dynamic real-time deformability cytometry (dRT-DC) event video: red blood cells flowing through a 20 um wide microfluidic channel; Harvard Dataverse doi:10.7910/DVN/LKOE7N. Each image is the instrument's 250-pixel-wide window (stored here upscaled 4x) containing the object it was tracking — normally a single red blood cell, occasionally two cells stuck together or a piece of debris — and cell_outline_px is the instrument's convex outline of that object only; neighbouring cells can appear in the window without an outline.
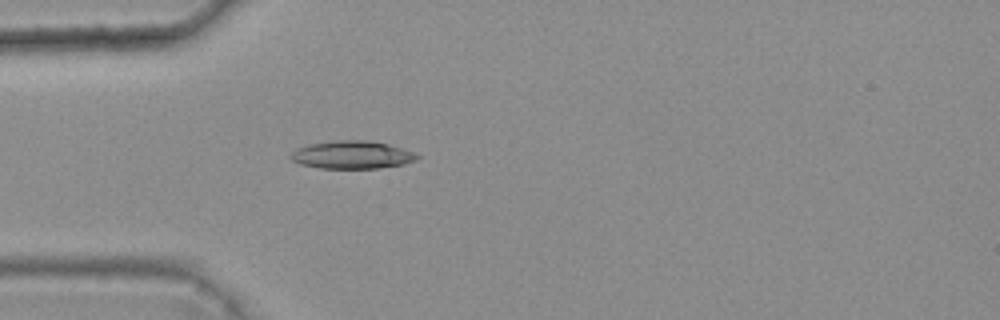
{"species": "common noctule bat (a hibernating species)", "species_latin": "Nyctalus noctula", "temperature_condition": "warm", "stored_images_in_passage": 4, "camera_frame_rate_fps": 3000, "um_per_image_px": 0.085, "animal": {"sex": "female", "body_mass_g": 25.1}, "frame": {"image": 1, "passage_image": 4, "time_ms": 1.0, "image_size_px": [1000, 320], "cell_outline_px": [[420, 156], [416, 160], [404, 164], [380, 168], [320, 168], [300, 164], [292, 160], [288, 156], [296, 148], [308, 144], [336, 140], [368, 140], [388, 144], [412, 152]], "centroid_in_image_um": [29.89, 13.16], "position_along_channel_um": 55.1, "area_um2": 20.52}}